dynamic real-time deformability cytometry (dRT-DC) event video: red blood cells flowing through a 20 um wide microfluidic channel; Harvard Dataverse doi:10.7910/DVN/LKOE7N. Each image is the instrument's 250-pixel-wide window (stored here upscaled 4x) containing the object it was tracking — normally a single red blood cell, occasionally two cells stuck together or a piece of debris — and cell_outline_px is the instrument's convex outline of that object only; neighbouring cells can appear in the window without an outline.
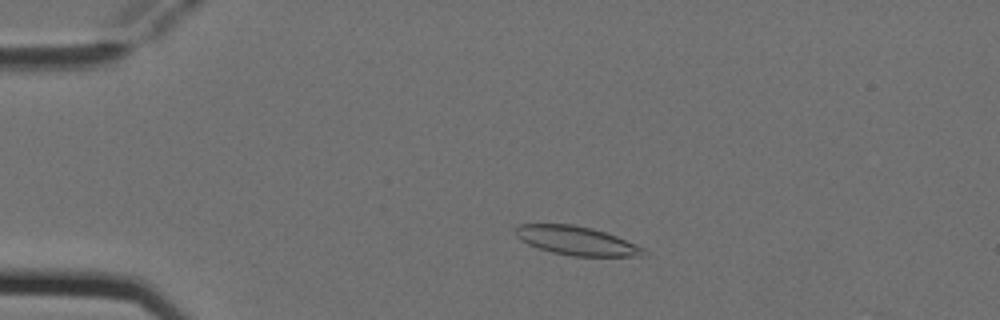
{"species": "Egyptian fruit bat (a non-hibernating species)", "species_latin": "Rousettus aegyptiacus", "temperature_condition": "cold", "stored_images_in_passage": 4, "camera_frame_rate_fps": 3000, "um_per_image_px": 0.085, "animal": {"sex": "female"}, "frame": {"image": 1, "passage_image": 2, "time_ms": 0.333, "image_size_px": [1000, 320], "cell_outline_px": [[648, 256], [572, 256], [552, 252], [528, 244], [520, 240], [516, 236], [516, 224], [572, 224], [592, 228], [616, 236], [636, 244], [644, 248], [648, 252]], "centroid_in_image_um": [49.03, 20.46], "position_along_channel_um": 36.0, "area_um2": 21.5}}